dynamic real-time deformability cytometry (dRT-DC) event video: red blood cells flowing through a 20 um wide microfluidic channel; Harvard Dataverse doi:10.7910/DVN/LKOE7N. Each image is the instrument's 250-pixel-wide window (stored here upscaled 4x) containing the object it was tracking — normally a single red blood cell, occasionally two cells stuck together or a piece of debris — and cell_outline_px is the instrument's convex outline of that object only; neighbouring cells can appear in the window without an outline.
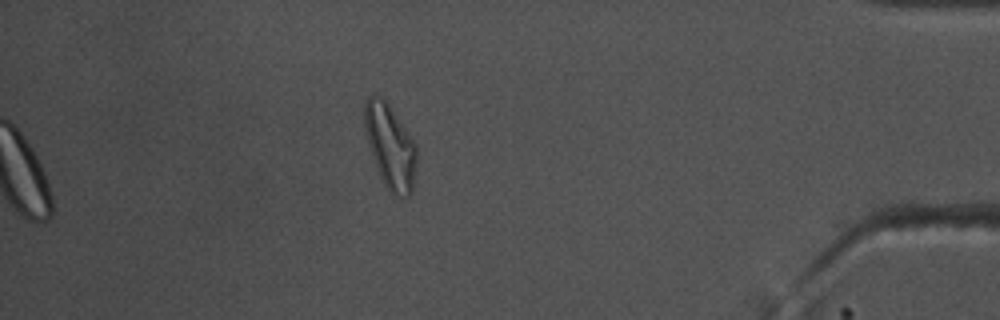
{"species": "common noctule bat (a hibernating species)", "species_latin": "Nyctalus noctula", "temperature_condition": "warm", "stored_images_in_passage": 47, "segment_of_instrument_passage": [2, 2], "camera_frame_rate_fps": 3000, "um_per_image_px": 0.085, "animal": {"sex": "male", "body_mass_g": 17.5, "forearm_length_mm": 52.3}, "frame": {"image": 1, "passage_image": 47, "time_ms": 15.333, "image_size_px": [1000, 320], "cell_outline_px": [[416, 164], [412, 192], [404, 200], [396, 196], [384, 184], [380, 176], [368, 144], [364, 124], [364, 100], [368, 96], [384, 96], [416, 144]], "centroid_in_image_um": [33.17, 12.42], "position_along_channel_um": 402.0, "area_um2": 25.66}}